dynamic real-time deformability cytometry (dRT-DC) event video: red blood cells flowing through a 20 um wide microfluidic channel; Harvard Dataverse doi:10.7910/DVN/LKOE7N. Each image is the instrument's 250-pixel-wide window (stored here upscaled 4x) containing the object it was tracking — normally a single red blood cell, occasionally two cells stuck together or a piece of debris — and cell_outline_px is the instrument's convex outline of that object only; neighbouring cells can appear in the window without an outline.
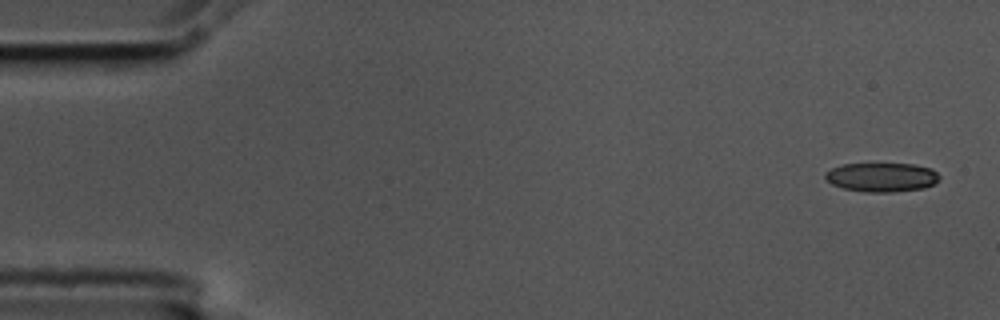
{"species": "common noctule bat (a hibernating species)", "species_latin": "Nyctalus noctula", "temperature_condition": "cold", "stored_images_in_passage": 5, "camera_frame_rate_fps": 3000, "um_per_image_px": 0.085, "animal": {"sex": "male", "body_mass_g": 17.5, "forearm_length_mm": 52.3}, "frame": {"image": 1, "passage_image": 1, "time_ms": 0.0, "image_size_px": [1000, 320], "cell_outline_px": [[940, 180], [936, 184], [924, 188], [892, 192], [864, 192], [844, 188], [832, 184], [824, 176], [824, 172], [840, 164], [912, 164], [932, 168], [940, 176]], "centroid_in_image_um": [74.97, 15.06], "position_along_channel_um": 10.0, "area_um2": 19.48}}
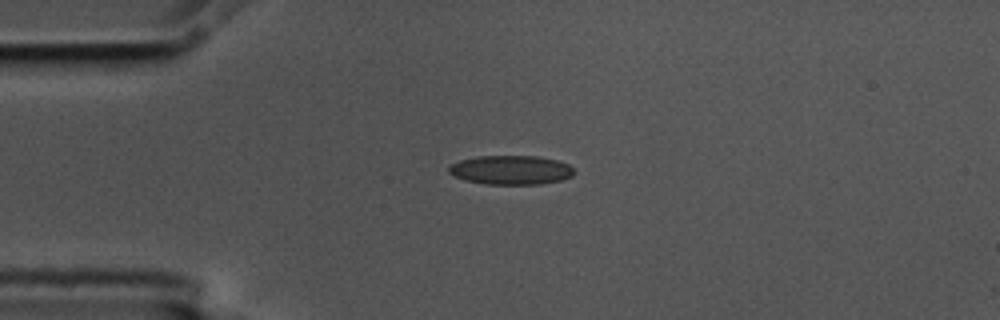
{"frame": {"image": 2, "passage_image": 4, "time_ms": 1.0, "image_size_px": [1000, 320], "cell_outline_px": [[576, 172], [572, 176], [560, 180], [540, 184], [488, 184], [464, 180], [452, 176], [448, 172], [448, 168], [452, 164], [460, 160], [476, 156], [536, 156], [556, 160], [568, 164]], "centroid_in_image_um": [43.4, 14.45], "position_along_channel_um": 41.6, "area_um2": 21.27}}